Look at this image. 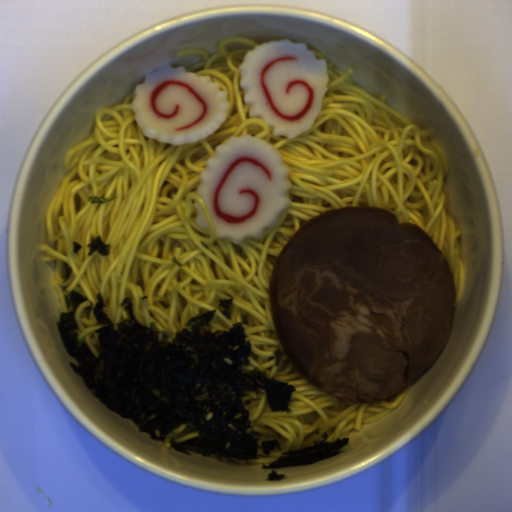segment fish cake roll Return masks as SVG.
<instances>
[{
  "label": "fish cake roll",
  "instance_id": "fish-cake-roll-1",
  "mask_svg": "<svg viewBox=\"0 0 512 512\" xmlns=\"http://www.w3.org/2000/svg\"><path fill=\"white\" fill-rule=\"evenodd\" d=\"M215 150L196 188L215 224V239L234 245L261 239L291 206L286 196L290 169L281 153L259 137L232 136Z\"/></svg>",
  "mask_w": 512,
  "mask_h": 512
},
{
  "label": "fish cake roll",
  "instance_id": "fish-cake-roll-2",
  "mask_svg": "<svg viewBox=\"0 0 512 512\" xmlns=\"http://www.w3.org/2000/svg\"><path fill=\"white\" fill-rule=\"evenodd\" d=\"M243 101L251 119L273 136L295 139L312 127L328 92L327 61L307 43L274 39L246 52L239 67Z\"/></svg>",
  "mask_w": 512,
  "mask_h": 512
},
{
  "label": "fish cake roll",
  "instance_id": "fish-cake-roll-3",
  "mask_svg": "<svg viewBox=\"0 0 512 512\" xmlns=\"http://www.w3.org/2000/svg\"><path fill=\"white\" fill-rule=\"evenodd\" d=\"M231 106L228 92L210 75L169 64L145 73L131 101L135 121L145 136L173 146L211 135L229 118Z\"/></svg>",
  "mask_w": 512,
  "mask_h": 512
},
{
  "label": "fish cake roll",
  "instance_id": "fish-cake-roll-4",
  "mask_svg": "<svg viewBox=\"0 0 512 512\" xmlns=\"http://www.w3.org/2000/svg\"><path fill=\"white\" fill-rule=\"evenodd\" d=\"M193 206H194V209L196 211V216H195V221H196V224L202 228L203 230L205 231H210V228L208 226V223L204 217V214L202 212V209L198 203V201H195L194 200V203H193Z\"/></svg>",
  "mask_w": 512,
  "mask_h": 512
}]
</instances>
